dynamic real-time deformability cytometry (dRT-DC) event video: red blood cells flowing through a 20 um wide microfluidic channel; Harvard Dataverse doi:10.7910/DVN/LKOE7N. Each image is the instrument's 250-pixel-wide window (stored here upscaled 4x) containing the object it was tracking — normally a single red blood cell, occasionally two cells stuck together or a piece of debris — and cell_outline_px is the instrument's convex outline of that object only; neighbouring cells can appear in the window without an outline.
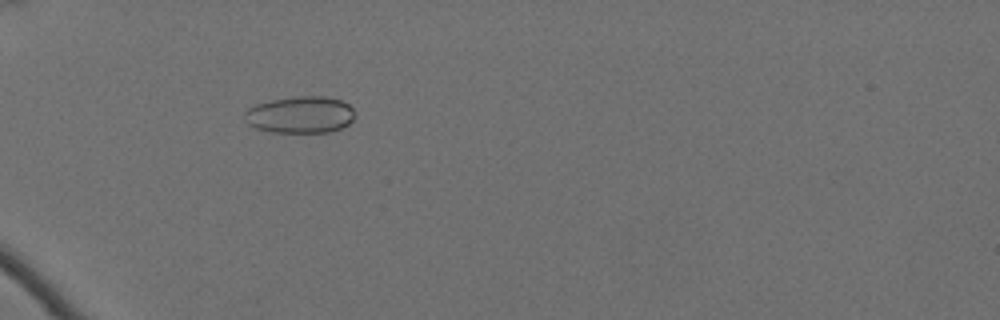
{"species": "Egyptian fruit bat (a non-hibernating species)", "species_latin": "Rousettus aegyptiacus", "temperature_condition": "cold", "stored_images_in_passage": 62, "camera_frame_rate_fps": 3000, "um_per_image_px": 0.085, "animal": {"sex": "female"}, "frame": {"image": 1, "passage_image": 23, "time_ms": 7.333, "image_size_px": [1000, 320], "cell_outline_px": [[356, 116], [348, 124], [332, 132], [272, 132], [256, 128], [248, 124], [244, 112], [248, 108], [256, 104], [272, 100], [296, 96], [324, 96], [340, 100], [348, 104], [356, 112]], "centroid_in_image_um": [25.55, 9.75], "position_along_channel_um": 59.4, "area_um2": 23.7}}
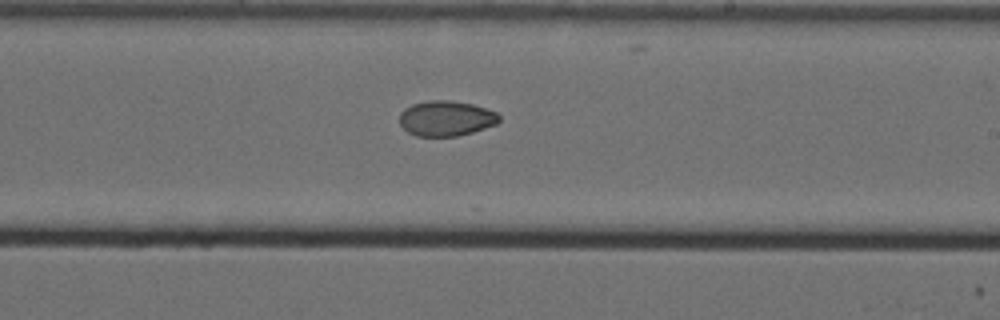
{"frame": {"image": 2, "passage_image": 41, "time_ms": 13.333, "image_size_px": [1000, 320], "cell_outline_px": [[500, 120], [496, 124], [472, 132], [456, 136], [416, 136], [408, 132], [400, 124], [400, 112], [404, 108], [412, 104], [432, 100], [448, 100], [472, 104], [496, 112], [500, 116]], "centroid_in_image_um": [37.9, 10.06], "position_along_channel_um": 251.1, "area_um2": 20.35}}
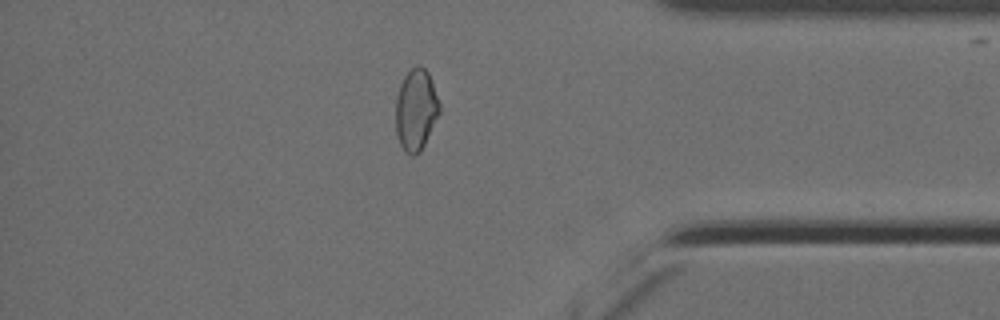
{"frame": {"image": 3, "passage_image": 55, "time_ms": 18.0, "image_size_px": [1000, 320], "cell_outline_px": [[440, 112], [420, 152], [416, 156], [412, 156], [400, 144], [396, 132], [396, 96], [400, 84], [404, 76], [416, 64], [420, 64], [428, 72], [440, 104]], "centroid_in_image_um": [35.35, 9.31], "position_along_channel_um": 399.8, "area_um2": 20.63}, "authors_computed_cell_mechanics": {"area_um2": 22.831, "velocity_mm_per_s": 3.484, "shape_relaxation_time_tau1_ms": null, "shape_relaxation_time_tau2_ms": 5.6067, "deformation_change_tau1": null, "deformation_change_tau2": 0.0473}}